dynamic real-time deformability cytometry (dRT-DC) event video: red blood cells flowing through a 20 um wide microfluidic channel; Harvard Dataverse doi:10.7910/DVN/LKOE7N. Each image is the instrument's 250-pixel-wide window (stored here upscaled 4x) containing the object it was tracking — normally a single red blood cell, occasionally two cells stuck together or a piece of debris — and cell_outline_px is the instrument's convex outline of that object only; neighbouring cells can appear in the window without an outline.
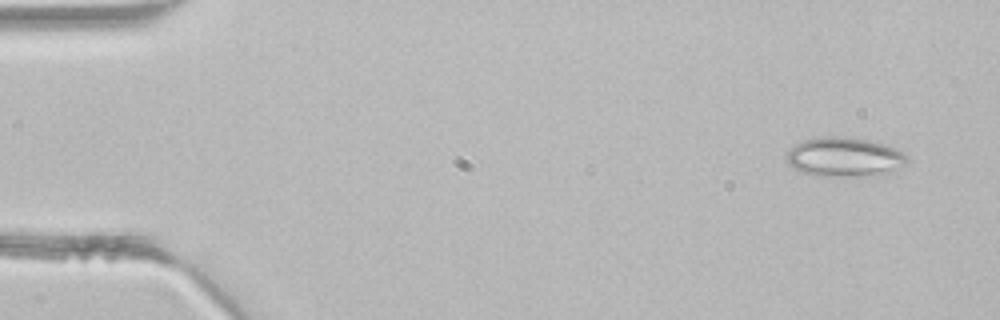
{"species": "common noctule bat (a hibernating species)", "species_latin": "Nyctalus noctula", "temperature_condition": "room temperature", "stored_images_in_passage": 3, "camera_frame_rate_fps": 3000, "um_per_image_px": 0.085, "animal": {"sex": "male", "body_mass_g": 21.5, "forearm_length_mm": 52.0}, "frame": {"image": 1, "passage_image": 1, "time_ms": 0.0, "image_size_px": [1000, 320], "cell_outline_px": [[908, 160], [888, 172], [880, 176], [820, 176], [804, 172], [792, 168], [788, 164], [784, 156], [796, 144], [804, 140], [820, 136], [836, 136], [868, 140], [884, 144], [908, 156]], "centroid_in_image_um": [71.71, 13.35], "position_along_channel_um": 13.3, "area_um2": 27.4}}